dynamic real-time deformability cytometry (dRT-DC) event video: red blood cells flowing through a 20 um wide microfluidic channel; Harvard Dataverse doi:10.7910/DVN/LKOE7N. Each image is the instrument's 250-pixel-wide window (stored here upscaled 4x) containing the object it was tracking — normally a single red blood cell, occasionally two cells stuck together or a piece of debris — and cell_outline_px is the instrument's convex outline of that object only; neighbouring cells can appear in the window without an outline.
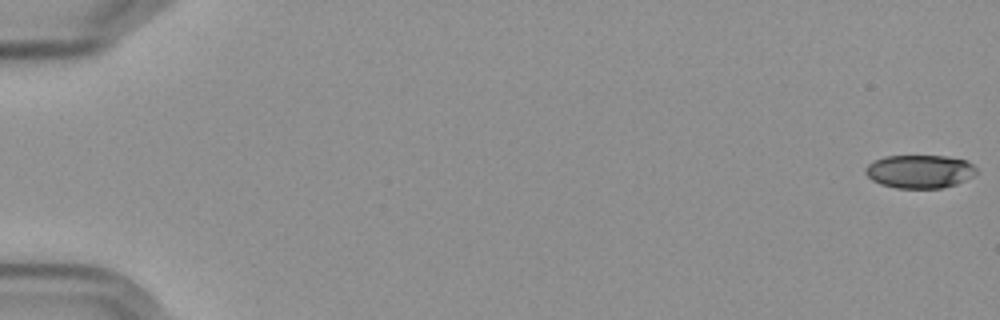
{"species": "Egyptian fruit bat (a non-hibernating species)", "species_latin": "Rousettus aegyptiacus", "temperature_condition": "cold", "stored_images_in_passage": 58, "camera_frame_rate_fps": 3000, "um_per_image_px": 0.085, "frame": {"image": 1, "passage_image": 1, "time_ms": 0.0, "image_size_px": [1000, 320], "cell_outline_px": [[976, 172], [972, 176], [956, 184], [940, 188], [896, 188], [880, 184], [872, 180], [864, 172], [864, 168], [872, 160], [884, 156], [948, 156], [968, 160], [976, 168]], "centroid_in_image_um": [78.14, 14.56], "position_along_channel_um": 6.9, "area_um2": 21.68}}
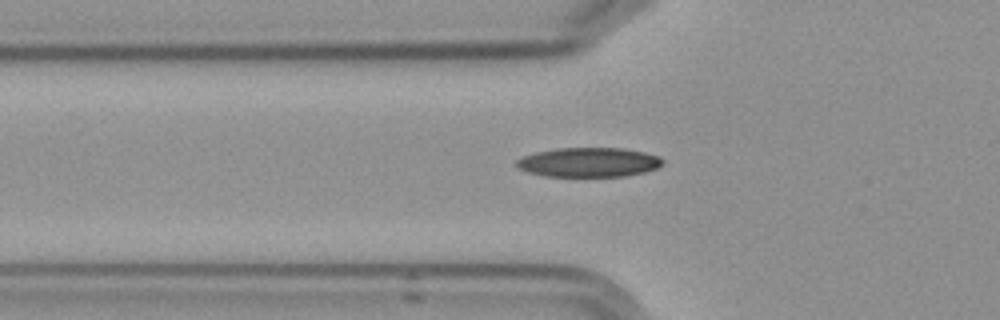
{"frame": {"image": 2, "passage_image": 21, "time_ms": 6.667, "image_size_px": [1000, 320], "cell_outline_px": [[664, 164], [656, 168], [644, 172], [624, 176], [544, 176], [528, 172], [516, 168], [516, 160], [524, 156], [536, 152], [556, 148], [624, 148], [644, 152], [660, 156], [664, 160]], "centroid_in_image_um": [50.05, 13.79], "position_along_channel_um": 75.7, "area_um2": 25.14}}
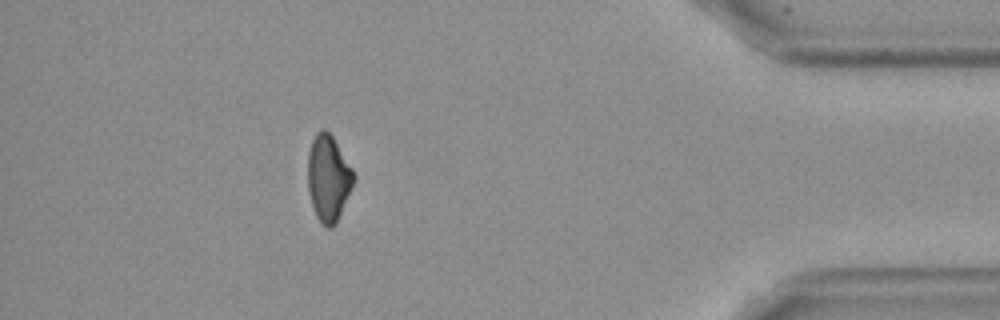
{"frame": {"image": 3, "passage_image": 52, "time_ms": 17.0, "image_size_px": [1000, 320], "cell_outline_px": [[356, 176], [336, 224], [332, 228], [328, 228], [320, 224], [312, 208], [308, 188], [308, 152], [312, 140], [316, 132], [324, 128], [332, 136], [352, 168]], "centroid_in_image_um": [27.89, 15.16], "position_along_channel_um": 407.3, "area_um2": 23.06}, "authors_computed_cell_mechanics": {"area_um2": 23.9003, "velocity_mm_per_s": 3.6059, "shape_relaxation_time_tau1_ms": 9.7334, "shape_relaxation_time_tau2_ms": null, "deformation_change_tau1": 0.1716, "deformation_change_tau2": null}}